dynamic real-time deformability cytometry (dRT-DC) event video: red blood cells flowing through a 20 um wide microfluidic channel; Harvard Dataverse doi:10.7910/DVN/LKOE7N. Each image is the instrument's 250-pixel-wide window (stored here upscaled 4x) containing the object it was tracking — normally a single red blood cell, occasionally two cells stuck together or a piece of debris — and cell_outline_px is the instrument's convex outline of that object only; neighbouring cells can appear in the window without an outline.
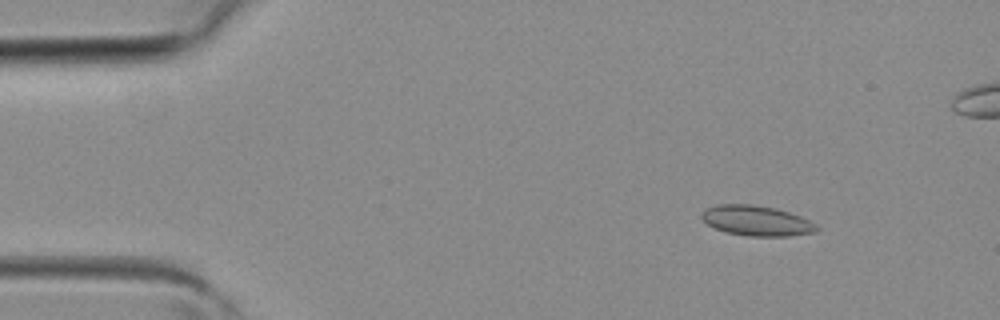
{"species": "common noctule bat (a hibernating species)", "species_latin": "Nyctalus noctula", "temperature_condition": "room temperature", "stored_images_in_passage": 4, "camera_frame_rate_fps": 3000, "um_per_image_px": 0.085, "animal": {"sex": "female", "body_mass_g": 19.3, "forearm_length_mm": 54.1}, "frame": {"image": 1, "passage_image": 2, "time_ms": 0.333, "image_size_px": [1000, 320], "cell_outline_px": [[820, 228], [816, 232], [788, 236], [748, 236], [724, 232], [708, 224], [700, 216], [700, 212], [704, 208], [716, 204], [752, 204], [776, 208], [800, 216], [816, 224]], "centroid_in_image_um": [64.28, 18.75], "position_along_channel_um": 20.7, "area_um2": 20.4}}